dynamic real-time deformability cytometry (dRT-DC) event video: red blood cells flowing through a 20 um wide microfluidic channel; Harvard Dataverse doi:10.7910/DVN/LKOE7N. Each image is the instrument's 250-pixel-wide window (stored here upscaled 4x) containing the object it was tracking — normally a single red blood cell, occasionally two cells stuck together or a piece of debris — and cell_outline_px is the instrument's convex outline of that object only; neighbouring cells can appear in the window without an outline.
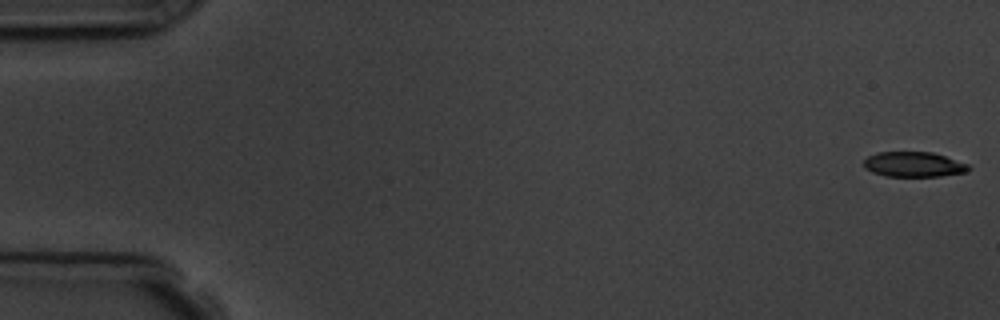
{"species": "common noctule bat (a hibernating species)", "species_latin": "Nyctalus noctula", "temperature_condition": "room temperature", "stored_images_in_passage": 6, "camera_frame_rate_fps": 3000, "um_per_image_px": 0.085, "animal": {"sex": "male", "body_mass_g": 19.5, "forearm_length_mm": 54.6}, "frame": {"image": 1, "passage_image": 1, "time_ms": 0.0, "image_size_px": [1000, 320], "cell_outline_px": [[972, 168], [968, 172], [940, 176], [884, 176], [872, 172], [864, 168], [864, 160], [868, 156], [880, 152], [932, 152], [968, 164]], "centroid_in_image_um": [77.67, 13.98], "position_along_channel_um": 7.3, "area_um2": 15.32}}
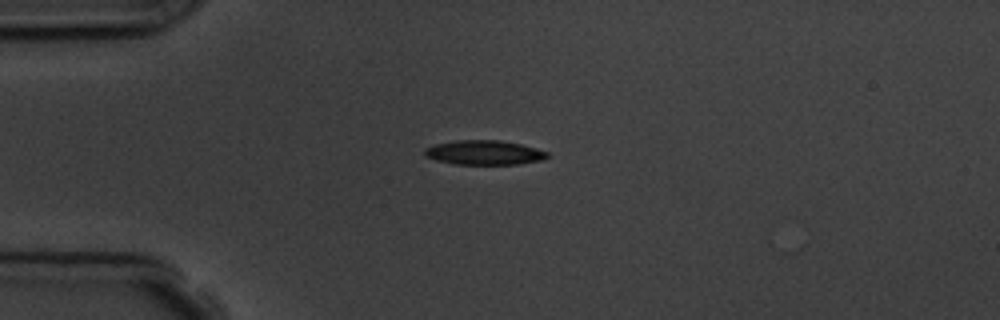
{"frame": {"image": 2, "passage_image": 5, "time_ms": 4.333, "image_size_px": [1000, 320], "cell_outline_px": [[548, 156], [540, 160], [516, 164], [452, 164], [436, 160], [424, 156], [424, 148], [436, 144], [456, 140], [500, 140], [520, 144], [536, 148], [548, 152]], "centroid_in_image_um": [41.11, 12.96], "position_along_channel_um": 43.9, "area_um2": 17.4}}